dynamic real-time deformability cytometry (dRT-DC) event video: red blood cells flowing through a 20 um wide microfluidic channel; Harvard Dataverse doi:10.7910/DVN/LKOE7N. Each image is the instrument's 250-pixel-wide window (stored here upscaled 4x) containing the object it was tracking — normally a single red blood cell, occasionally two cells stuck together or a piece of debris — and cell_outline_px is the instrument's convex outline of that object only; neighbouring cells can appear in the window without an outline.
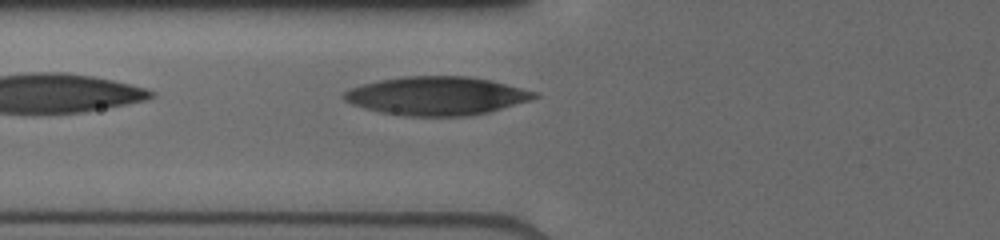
{"species": "human", "species_latin": "Homo sapiens", "temperature_condition": "cold", "stored_images_in_passage": 7, "camera_frame_rate_fps": 3000, "um_per_image_px": 0.085, "donor": {"sex": "male"}, "frame": {"image": 1, "passage_image": 7, "time_ms": 3.667, "image_size_px": [1000, 240], "cell_outline_px": [[540, 96], [532, 100], [492, 112], [468, 116], [408, 116], [384, 112], [364, 108], [352, 104], [344, 100], [340, 96], [348, 88], [380, 80], [404, 76], [468, 76], [492, 80], [540, 92]], "centroid_in_image_um": [37.19, 8.15], "position_along_channel_um": 88.6, "area_um2": 43.18}}